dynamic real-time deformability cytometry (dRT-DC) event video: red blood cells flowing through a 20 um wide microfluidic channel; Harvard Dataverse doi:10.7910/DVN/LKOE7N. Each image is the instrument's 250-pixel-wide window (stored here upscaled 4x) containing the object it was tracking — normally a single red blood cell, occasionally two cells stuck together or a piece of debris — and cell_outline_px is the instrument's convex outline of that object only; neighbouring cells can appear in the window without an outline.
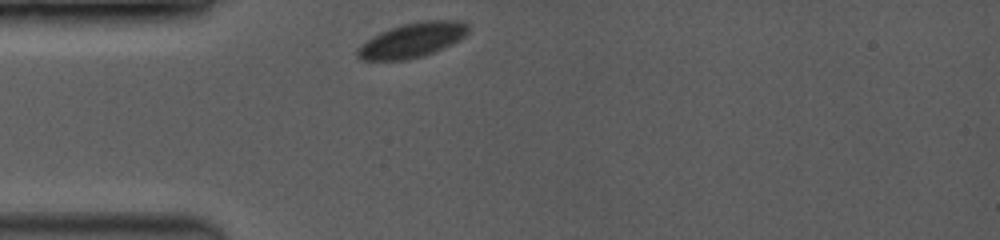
{"species": "common noctule bat (a hibernating species)", "species_latin": "Nyctalus noctula", "temperature_condition": "room temperature", "stored_images_in_passage": 36, "camera_frame_rate_fps": 3500, "um_per_image_px": 0.085, "animal": {"sex": "female", "body_mass_g": 19.0, "forearm_length_mm": 53.3}, "frame": {"image": 1, "passage_image": 1, "time_ms": 0.0, "image_size_px": [1000, 240], "cell_outline_px": [[468, 32], [460, 40], [432, 52], [420, 56], [404, 60], [360, 60], [356, 56], [356, 48], [360, 44], [372, 36], [380, 32], [404, 24], [424, 20], [464, 20], [468, 24]], "centroid_in_image_um": [35.01, 3.4], "position_along_channel_um": 50.0, "area_um2": 22.31}}
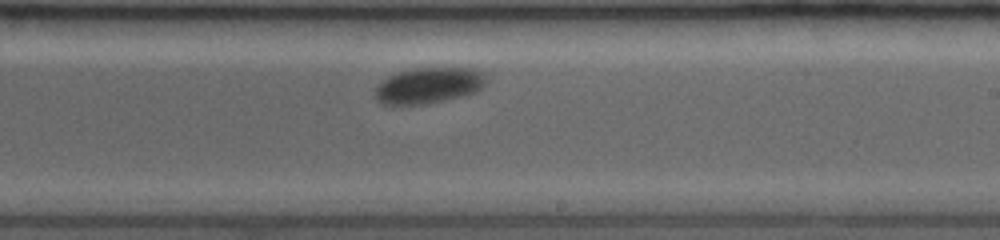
{"frame": {"image": 2, "passage_image": 21, "time_ms": 5.714, "image_size_px": [1000, 240], "cell_outline_px": [[488, 76], [484, 84], [476, 92], [444, 100], [424, 104], [380, 104], [376, 100], [376, 88], [388, 76], [396, 72], [412, 68], [472, 68], [484, 72]], "centroid_in_image_um": [36.46, 7.25], "position_along_channel_um": 252.5, "area_um2": 23.18}}
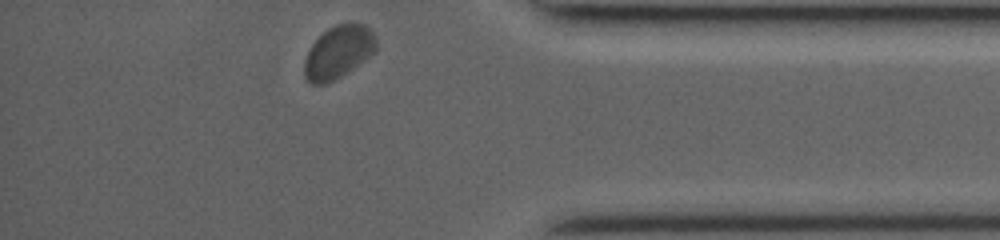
{"frame": {"image": 3, "passage_image": 36, "time_ms": 10.0, "image_size_px": [1000, 240], "cell_outline_px": [[376, 48], [364, 60], [340, 76], [324, 84], [312, 84], [304, 76], [304, 60], [312, 44], [328, 28], [336, 24], [364, 24], [372, 32], [376, 40]], "centroid_in_image_um": [28.73, 4.43], "position_along_channel_um": 406.5, "area_um2": 21.44}, "authors_computed_cell_mechanics": {"area_um2": 22.9755, "velocity_mm_per_s": 3.7596, "shape_relaxation_time_tau1_ms": 2.8595, "shape_relaxation_time_tau2_ms": null, "deformation_change_tau1": 0.064, "deformation_change_tau2": null}}